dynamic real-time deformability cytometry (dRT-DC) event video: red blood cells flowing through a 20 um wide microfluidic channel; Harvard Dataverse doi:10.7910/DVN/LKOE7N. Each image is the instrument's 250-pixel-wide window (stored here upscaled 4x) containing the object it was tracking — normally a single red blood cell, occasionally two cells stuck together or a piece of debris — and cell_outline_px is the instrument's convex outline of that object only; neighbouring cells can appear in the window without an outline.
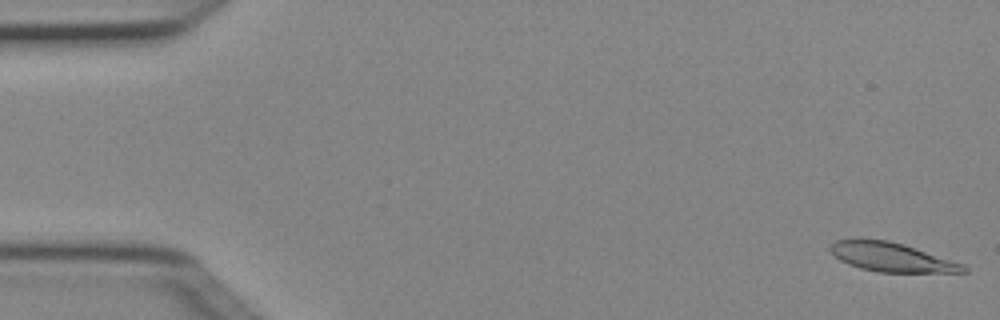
{"species": "Egyptian fruit bat (a non-hibernating species)", "species_latin": "Rousettus aegyptiacus", "temperature_condition": "cold", "stored_images_in_passage": 4, "camera_frame_rate_fps": 3000, "um_per_image_px": 0.085, "animal": {"sex": "female"}, "frame": {"image": 1, "passage_image": 1, "time_ms": 0.0, "image_size_px": [1000, 320], "cell_outline_px": [[968, 272], [880, 272], [860, 268], [848, 264], [840, 260], [828, 248], [836, 240], [888, 240], [904, 244], [964, 264], [968, 268]], "centroid_in_image_um": [75.82, 21.87], "position_along_channel_um": 9.2, "area_um2": 22.14}}